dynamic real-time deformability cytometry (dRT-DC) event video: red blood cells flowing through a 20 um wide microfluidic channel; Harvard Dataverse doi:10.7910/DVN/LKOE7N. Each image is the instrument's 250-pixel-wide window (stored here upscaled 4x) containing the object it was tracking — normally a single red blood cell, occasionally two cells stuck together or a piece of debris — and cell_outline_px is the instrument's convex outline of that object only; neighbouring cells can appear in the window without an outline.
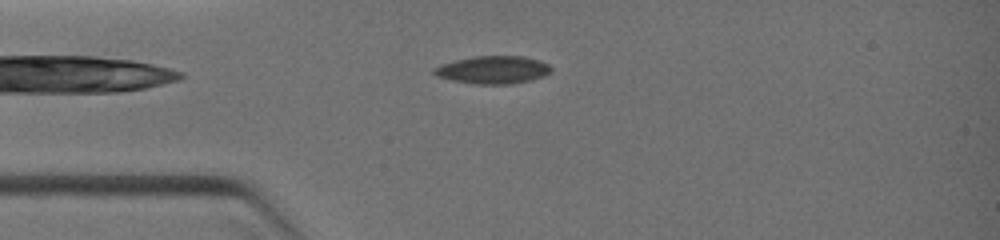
{"species": "common noctule bat (a hibernating species)", "species_latin": "Nyctalus noctula", "temperature_condition": "warm", "stored_images_in_passage": 12, "camera_frame_rate_fps": 3000, "um_per_image_px": 0.085, "animal": {"sex": "female", "body_mass_g": 19.0, "forearm_length_mm": 51.5}, "frame": {"image": 1, "passage_image": 1, "time_ms": 0.0, "image_size_px": [1000, 240], "cell_outline_px": [[552, 72], [544, 76], [532, 80], [512, 84], [476, 84], [452, 80], [436, 76], [432, 72], [432, 68], [440, 64], [472, 56], [524, 56], [540, 60], [548, 64], [552, 68]], "centroid_in_image_um": [41.91, 5.93], "position_along_channel_um": 43.1, "area_um2": 19.19}}
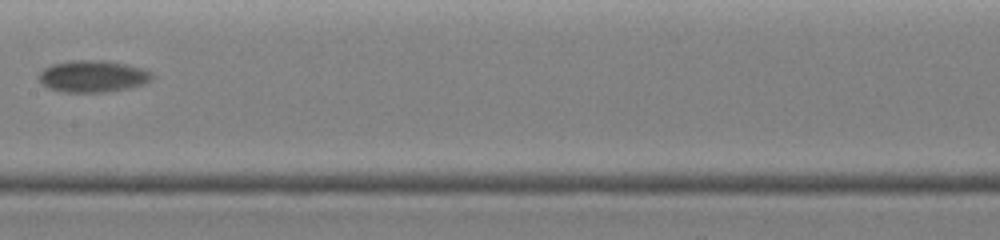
{"frame": {"image": 2, "passage_image": 5, "time_ms": 3.333, "image_size_px": [1000, 240], "cell_outline_px": [[152, 80], [144, 84], [128, 88], [104, 92], [64, 92], [48, 88], [36, 76], [44, 68], [52, 64], [72, 60], [104, 60], [128, 64], [140, 68], [148, 72], [152, 76]], "centroid_in_image_um": [7.86, 6.48], "position_along_channel_um": 199.5, "area_um2": 20.92}}
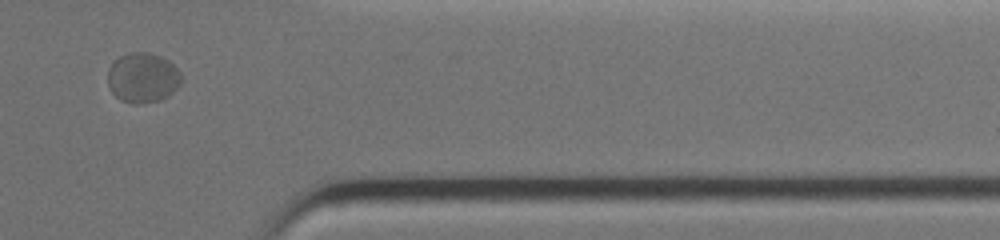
{"frame": {"image": 3, "passage_image": 10, "time_ms": 7.333, "image_size_px": [1000, 240], "cell_outline_px": [[180, 84], [168, 96], [160, 100], [136, 104], [132, 104], [120, 100], [108, 88], [108, 68], [120, 56], [128, 52], [148, 52], [160, 56], [168, 60], [180, 72]], "centroid_in_image_um": [12.11, 6.61], "position_along_channel_um": 399.3, "area_um2": 21.39}}